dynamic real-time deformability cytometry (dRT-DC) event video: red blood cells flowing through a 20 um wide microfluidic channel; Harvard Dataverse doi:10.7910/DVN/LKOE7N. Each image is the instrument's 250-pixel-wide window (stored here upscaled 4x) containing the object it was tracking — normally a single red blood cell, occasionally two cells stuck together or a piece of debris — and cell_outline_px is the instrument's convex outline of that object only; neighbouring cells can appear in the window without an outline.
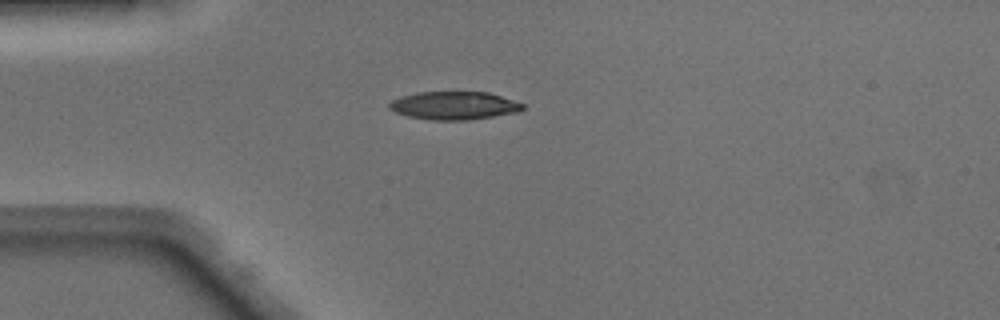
{"species": "Egyptian fruit bat (a non-hibernating species)", "species_latin": "Rousettus aegyptiacus", "temperature_condition": "warm", "stored_images_in_passage": 37, "camera_frame_rate_fps": 3000, "um_per_image_px": 0.085, "animal": {"sex": "male"}, "frame": {"image": 1, "passage_image": 1, "time_ms": 0.0, "image_size_px": [1000, 320], "cell_outline_px": [[524, 108], [516, 112], [468, 120], [432, 120], [408, 116], [396, 112], [388, 108], [388, 104], [392, 100], [400, 96], [416, 92], [488, 92], [524, 104]], "centroid_in_image_um": [38.55, 8.97], "position_along_channel_um": 46.5, "area_um2": 21.68}}
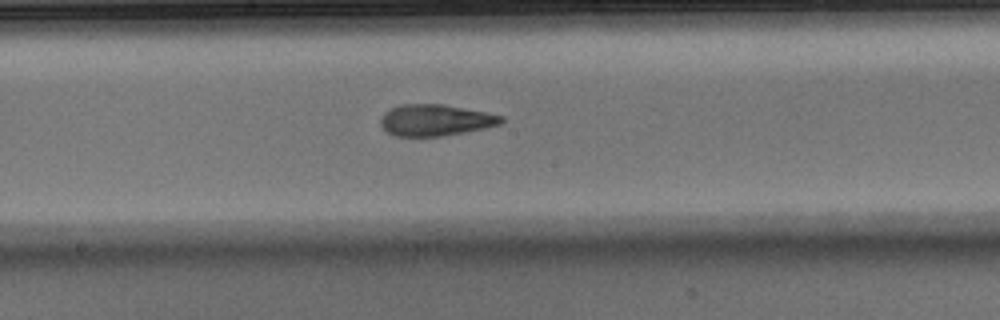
{"frame": {"image": 2, "passage_image": 14, "time_ms": 4.333, "image_size_px": [1000, 320], "cell_outline_px": [[504, 120], [500, 124], [484, 128], [444, 136], [396, 136], [388, 132], [380, 124], [380, 116], [384, 112], [400, 104], [444, 104], [504, 116]], "centroid_in_image_um": [36.99, 10.21], "position_along_channel_um": 211.2, "area_um2": 22.02}}
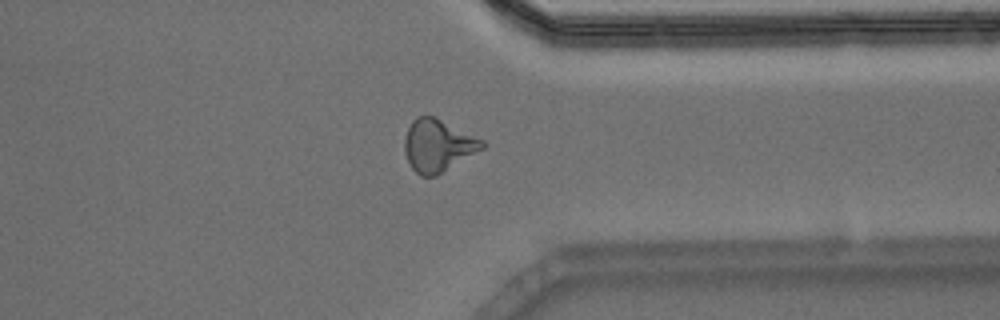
{"frame": {"image": 3, "passage_image": 26, "time_ms": 8.333, "image_size_px": [1000, 320], "cell_outline_px": [[488, 144], [484, 148], [436, 176], [420, 176], [412, 168], [404, 152], [404, 136], [412, 120], [416, 116], [432, 116], [484, 140]], "centroid_in_image_um": [37.21, 12.37], "position_along_channel_um": 374.2, "area_um2": 23.52}, "authors_computed_cell_mechanics": {"area_um2": 22.1952, "velocity_mm_per_s": 4.1512, "shape_relaxation_time_tau1_ms": 7.7621, "shape_relaxation_time_tau2_ms": 1.749, "deformation_change_tau1": 0.2814, "deformation_change_tau2": 0.1058}}